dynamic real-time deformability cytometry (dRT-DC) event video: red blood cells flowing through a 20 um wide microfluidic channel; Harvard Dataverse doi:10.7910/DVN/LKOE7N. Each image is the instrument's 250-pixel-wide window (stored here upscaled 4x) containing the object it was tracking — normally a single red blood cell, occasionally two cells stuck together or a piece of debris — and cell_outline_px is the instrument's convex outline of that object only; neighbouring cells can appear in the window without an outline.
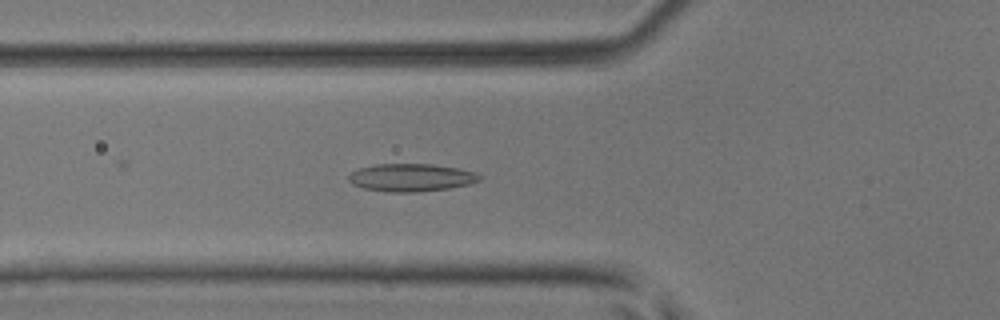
{"species": "common noctule bat (a hibernating species)", "species_latin": "Nyctalus noctula", "temperature_condition": "room temperature", "stored_images_in_passage": 50, "camera_frame_rate_fps": 3000, "um_per_image_px": 0.085, "animal": {"sex": "male", "body_mass_g": 17.9, "forearm_length_mm": 54.2}, "frame": {"image": 1, "passage_image": 19, "time_ms": 6.0, "image_size_px": [1000, 320], "cell_outline_px": [[484, 176], [480, 180], [472, 184], [448, 188], [416, 192], [388, 192], [364, 188], [352, 184], [348, 180], [348, 176], [352, 172], [360, 168], [376, 164], [432, 164], [456, 168], [476, 172]], "centroid_in_image_um": [34.98, 15.09], "position_along_channel_um": 90.8, "area_um2": 21.21}}
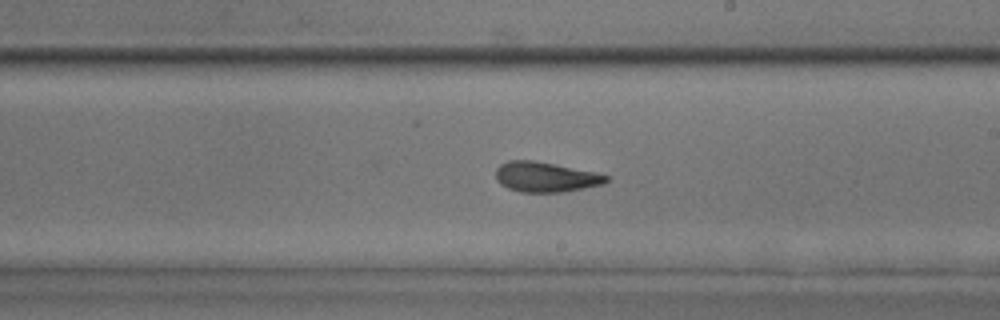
{"frame": {"image": 2, "passage_image": 30, "time_ms": 9.667, "image_size_px": [1000, 320], "cell_outline_px": [[608, 180], [604, 184], [564, 192], [520, 192], [508, 188], [500, 184], [496, 180], [496, 168], [500, 164], [508, 160], [532, 160], [592, 172], [608, 176]], "centroid_in_image_um": [46.31, 15.05], "position_along_channel_um": 242.7, "area_um2": 19.13}}
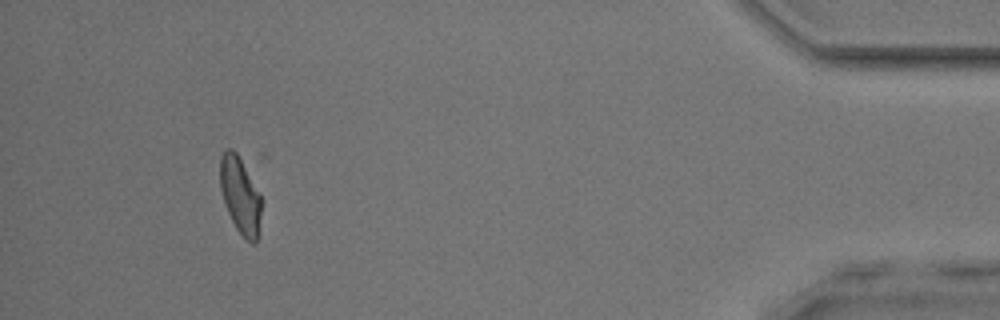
{"frame": {"image": 3, "passage_image": 47, "time_ms": 15.333, "image_size_px": [1000, 320], "cell_outline_px": [[260, 216], [256, 244], [252, 244], [244, 240], [236, 228], [224, 204], [220, 188], [220, 156], [228, 148], [232, 148], [244, 160], [260, 196]], "centroid_in_image_um": [20.4, 16.58], "position_along_channel_um": 414.8, "area_um2": 18.61}, "authors_computed_cell_mechanics": {"area_um2": 19.7676, "velocity_mm_per_s": 4.1507, "shape_relaxation_time_tau1_ms": 10.7788, "shape_relaxation_time_tau2_ms": 2.4496, "deformation_change_tau1": 0.2142, "deformation_change_tau2": 0.1016}}